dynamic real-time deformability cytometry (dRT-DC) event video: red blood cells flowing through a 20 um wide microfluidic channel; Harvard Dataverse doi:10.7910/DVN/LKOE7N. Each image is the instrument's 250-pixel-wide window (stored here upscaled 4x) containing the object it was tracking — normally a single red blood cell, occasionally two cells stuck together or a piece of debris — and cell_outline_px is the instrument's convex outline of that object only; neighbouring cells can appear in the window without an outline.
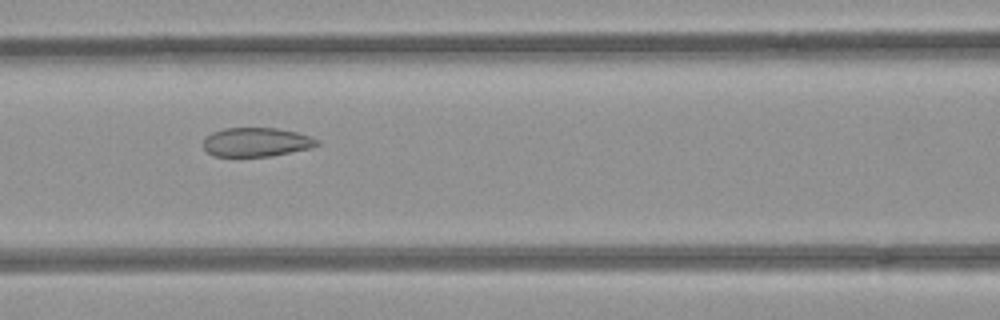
{"species": "common noctule bat (a hibernating species)", "species_latin": "Nyctalus noctula", "temperature_condition": "room temperature", "stored_images_in_passage": 6, "camera_frame_rate_fps": 3000, "um_per_image_px": 0.085, "animal": {"sex": "female", "body_mass_g": 21.9}, "frame": {"image": 1, "passage_image": 5, "time_ms": 1.333, "image_size_px": [1000, 320], "cell_outline_px": [[320, 144], [312, 148], [272, 156], [216, 156], [208, 152], [204, 148], [204, 140], [212, 132], [224, 128], [276, 128], [296, 132], [312, 136], [320, 140]], "centroid_in_image_um": [21.86, 12.08], "position_along_channel_um": 144.7, "area_um2": 19.25}}
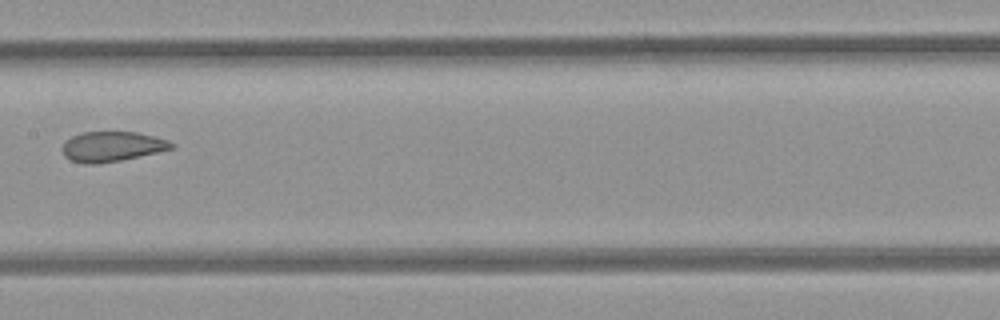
{"frame": {"image": 2, "passage_image": 6, "time_ms": 1.667, "image_size_px": [1000, 320], "cell_outline_px": [[176, 144], [172, 148], [156, 152], [120, 160], [96, 164], [84, 164], [72, 160], [64, 156], [64, 144], [72, 136], [84, 132], [136, 132], [168, 140]], "centroid_in_image_um": [9.53, 12.45], "position_along_channel_um": 197.9, "area_um2": 18.67}}